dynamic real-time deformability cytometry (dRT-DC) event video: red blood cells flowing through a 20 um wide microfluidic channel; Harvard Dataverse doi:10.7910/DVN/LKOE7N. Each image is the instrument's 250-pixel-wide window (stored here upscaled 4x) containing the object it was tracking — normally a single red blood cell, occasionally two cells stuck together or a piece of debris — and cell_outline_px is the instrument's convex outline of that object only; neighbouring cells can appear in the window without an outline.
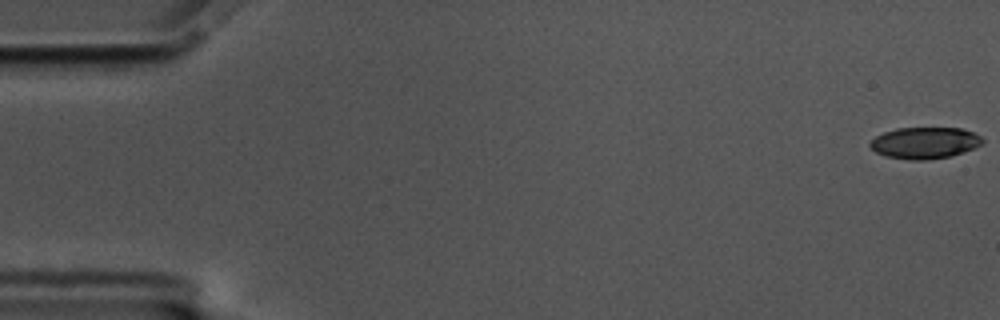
{"species": "common noctule bat (a hibernating species)", "species_latin": "Nyctalus noctula", "temperature_condition": "cold", "stored_images_in_passage": 12, "camera_frame_rate_fps": 3000, "um_per_image_px": 0.085, "animal": {"sex": "male", "body_mass_g": 17.5, "forearm_length_mm": 52.3}, "frame": {"image": 1, "passage_image": 1, "time_ms": 0.0, "image_size_px": [1000, 320], "cell_outline_px": [[984, 140], [980, 144], [964, 152], [952, 156], [928, 160], [908, 160], [884, 156], [876, 152], [868, 144], [876, 136], [884, 132], [896, 128], [960, 128], [972, 132], [980, 136]], "centroid_in_image_um": [78.58, 12.15], "position_along_channel_um": 6.4, "area_um2": 20.63}}